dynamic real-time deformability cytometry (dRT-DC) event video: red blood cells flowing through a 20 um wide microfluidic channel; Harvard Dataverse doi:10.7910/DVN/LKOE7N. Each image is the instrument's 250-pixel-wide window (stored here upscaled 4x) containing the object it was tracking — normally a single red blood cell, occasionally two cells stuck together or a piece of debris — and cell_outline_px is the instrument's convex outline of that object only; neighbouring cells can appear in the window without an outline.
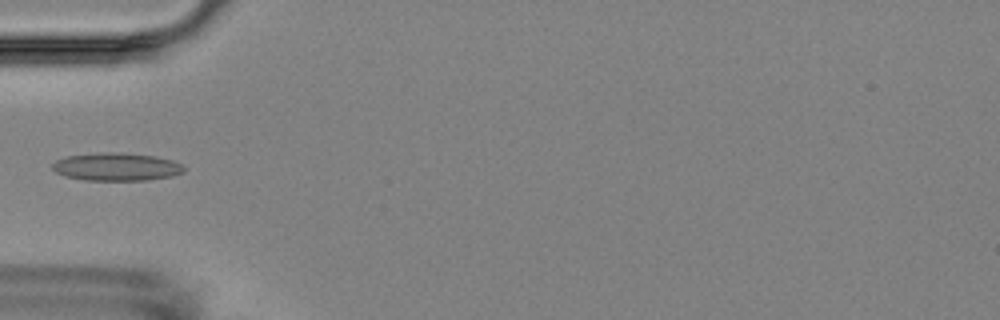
{"species": "Egyptian fruit bat (a non-hibernating species)", "species_latin": "Rousettus aegyptiacus", "temperature_condition": "room temperature", "stored_images_in_passage": 5, "camera_frame_rate_fps": 3000, "um_per_image_px": 0.085, "animal": {"sex": "female"}, "frame": {"image": 1, "passage_image": 2, "time_ms": 1.333, "image_size_px": [1000, 320], "cell_outline_px": [[184, 172], [172, 176], [148, 180], [84, 180], [64, 176], [56, 172], [52, 168], [52, 164], [56, 160], [68, 156], [100, 152], [120, 152], [156, 156], [172, 160], [184, 164]], "centroid_in_image_um": [9.92, 14.17], "position_along_channel_um": 75.1, "area_um2": 21.56}}
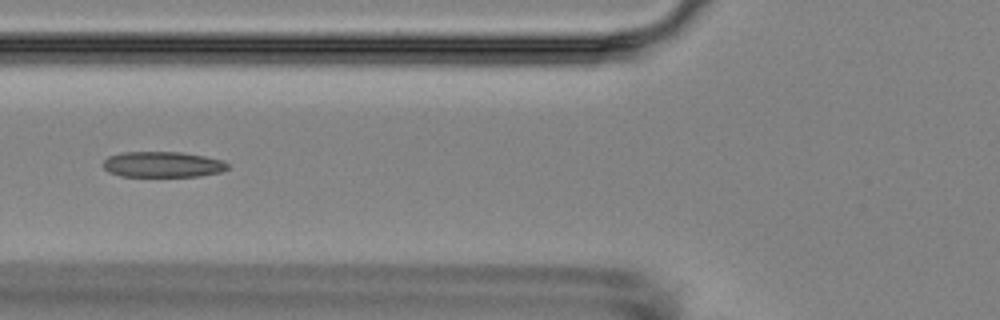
{"frame": {"image": 2, "passage_image": 3, "time_ms": 2.333, "image_size_px": [1000, 320], "cell_outline_px": [[228, 168], [220, 172], [200, 176], [120, 176], [108, 172], [100, 164], [108, 156], [120, 152], [180, 152], [204, 156], [224, 160], [228, 164]], "centroid_in_image_um": [13.78, 13.97], "position_along_channel_um": 112.0, "area_um2": 18.79}}
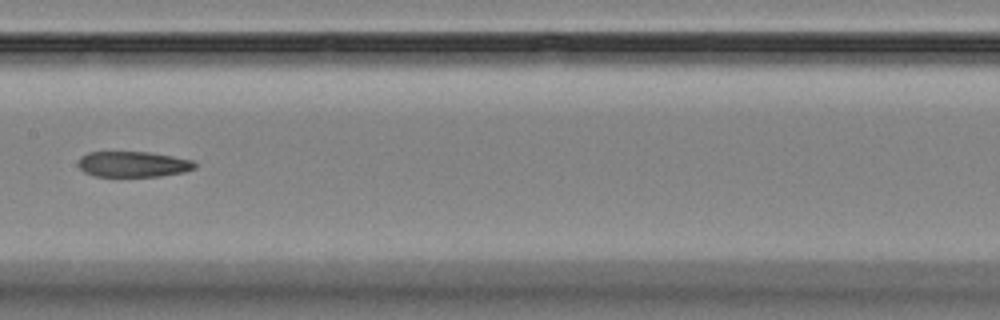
{"frame": {"image": 3, "passage_image": 5, "time_ms": 4.667, "image_size_px": [1000, 320], "cell_outline_px": [[196, 168], [184, 172], [160, 176], [96, 176], [84, 172], [76, 164], [80, 156], [88, 152], [148, 152], [172, 156], [192, 160], [196, 164]], "centroid_in_image_um": [11.29, 13.95], "position_along_channel_um": 196.1, "area_um2": 17.46}}